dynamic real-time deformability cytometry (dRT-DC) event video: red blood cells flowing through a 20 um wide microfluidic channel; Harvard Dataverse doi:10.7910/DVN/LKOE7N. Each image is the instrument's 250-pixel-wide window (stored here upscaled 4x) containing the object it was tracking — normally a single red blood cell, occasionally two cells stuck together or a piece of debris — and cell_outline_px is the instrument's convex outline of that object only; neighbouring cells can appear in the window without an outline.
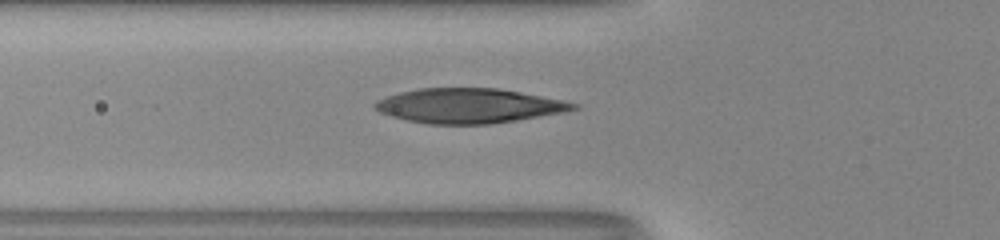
{"species": "human", "species_latin": "Homo sapiens", "temperature_condition": "room temperature", "stored_images_in_passage": 36, "camera_frame_rate_fps": 3000, "um_per_image_px": 0.085, "donor": {"sex": "male"}, "frame": {"image": 1, "passage_image": 6, "time_ms": 1.667, "image_size_px": [1000, 240], "cell_outline_px": [[580, 108], [564, 112], [516, 120], [488, 124], [428, 124], [408, 120], [392, 116], [380, 112], [372, 104], [376, 100], [400, 92], [420, 88], [500, 88], [564, 100], [580, 104]], "centroid_in_image_um": [39.89, 8.98], "position_along_channel_um": 85.9, "area_um2": 40.06}}
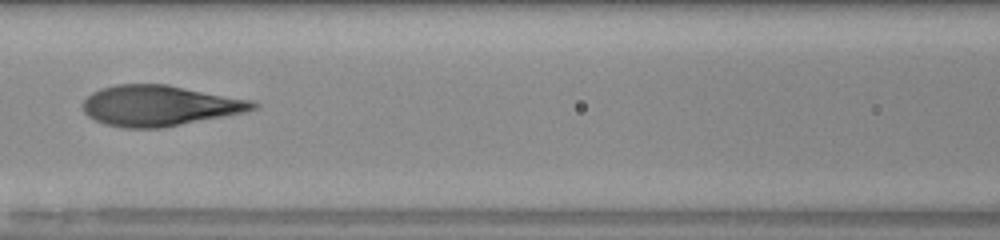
{"frame": {"image": 2, "passage_image": 11, "time_ms": 3.333, "image_size_px": [1000, 240], "cell_outline_px": [[260, 108], [244, 112], [160, 128], [124, 128], [104, 124], [88, 116], [84, 112], [80, 104], [92, 92], [100, 88], [116, 84], [168, 84], [252, 100], [260, 104]], "centroid_in_image_um": [13.54, 8.97], "position_along_channel_um": 153.1, "area_um2": 40.4}}
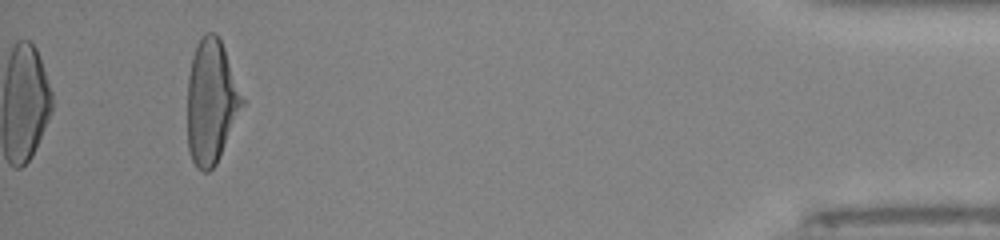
{"frame": {"image": 3, "passage_image": 36, "time_ms": 11.667, "image_size_px": [1000, 240], "cell_outline_px": [[244, 104], [216, 164], [208, 172], [204, 172], [196, 168], [188, 152], [188, 76], [192, 56], [196, 44], [200, 36], [204, 32], [216, 32], [224, 48], [244, 100]], "centroid_in_image_um": [17.94, 8.64], "position_along_channel_um": 417.3, "area_um2": 39.59}, "authors_computed_cell_mechanics": {"area_um2": 40.4311, "velocity_mm_per_s": 4.0044, "shape_relaxation_time_tau1_ms": 4.3394, "shape_relaxation_time_tau2_ms": 0.5998, "deformation_change_tau1": 0.2358, "deformation_change_tau2": 0.0637}}